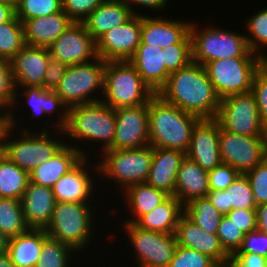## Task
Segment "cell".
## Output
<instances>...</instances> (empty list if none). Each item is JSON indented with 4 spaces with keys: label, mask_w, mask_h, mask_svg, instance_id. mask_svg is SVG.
<instances>
[{
    "label": "cell",
    "mask_w": 267,
    "mask_h": 267,
    "mask_svg": "<svg viewBox=\"0 0 267 267\" xmlns=\"http://www.w3.org/2000/svg\"><path fill=\"white\" fill-rule=\"evenodd\" d=\"M257 230L267 233V203L256 207Z\"/></svg>",
    "instance_id": "54"
},
{
    "label": "cell",
    "mask_w": 267,
    "mask_h": 267,
    "mask_svg": "<svg viewBox=\"0 0 267 267\" xmlns=\"http://www.w3.org/2000/svg\"><path fill=\"white\" fill-rule=\"evenodd\" d=\"M105 0H62V11L73 21L83 20Z\"/></svg>",
    "instance_id": "46"
},
{
    "label": "cell",
    "mask_w": 267,
    "mask_h": 267,
    "mask_svg": "<svg viewBox=\"0 0 267 267\" xmlns=\"http://www.w3.org/2000/svg\"><path fill=\"white\" fill-rule=\"evenodd\" d=\"M166 71L171 74L192 61L191 43H175L163 49Z\"/></svg>",
    "instance_id": "43"
},
{
    "label": "cell",
    "mask_w": 267,
    "mask_h": 267,
    "mask_svg": "<svg viewBox=\"0 0 267 267\" xmlns=\"http://www.w3.org/2000/svg\"><path fill=\"white\" fill-rule=\"evenodd\" d=\"M0 111V135H2L5 127L7 126V112H4L1 108Z\"/></svg>",
    "instance_id": "59"
},
{
    "label": "cell",
    "mask_w": 267,
    "mask_h": 267,
    "mask_svg": "<svg viewBox=\"0 0 267 267\" xmlns=\"http://www.w3.org/2000/svg\"><path fill=\"white\" fill-rule=\"evenodd\" d=\"M89 158H84L74 169L63 175L52 187L56 202L88 204L93 195V179L88 172ZM91 195V196H90ZM89 197V198H88Z\"/></svg>",
    "instance_id": "23"
},
{
    "label": "cell",
    "mask_w": 267,
    "mask_h": 267,
    "mask_svg": "<svg viewBox=\"0 0 267 267\" xmlns=\"http://www.w3.org/2000/svg\"><path fill=\"white\" fill-rule=\"evenodd\" d=\"M29 183V173L0 152V198L21 200Z\"/></svg>",
    "instance_id": "34"
},
{
    "label": "cell",
    "mask_w": 267,
    "mask_h": 267,
    "mask_svg": "<svg viewBox=\"0 0 267 267\" xmlns=\"http://www.w3.org/2000/svg\"><path fill=\"white\" fill-rule=\"evenodd\" d=\"M207 198L222 215L234 209L257 207L249 181L244 174H240L225 190H210Z\"/></svg>",
    "instance_id": "29"
},
{
    "label": "cell",
    "mask_w": 267,
    "mask_h": 267,
    "mask_svg": "<svg viewBox=\"0 0 267 267\" xmlns=\"http://www.w3.org/2000/svg\"><path fill=\"white\" fill-rule=\"evenodd\" d=\"M91 209L90 202H56L51 222L45 229L46 233L50 238L69 245L76 253L85 250L94 236V215Z\"/></svg>",
    "instance_id": "7"
},
{
    "label": "cell",
    "mask_w": 267,
    "mask_h": 267,
    "mask_svg": "<svg viewBox=\"0 0 267 267\" xmlns=\"http://www.w3.org/2000/svg\"><path fill=\"white\" fill-rule=\"evenodd\" d=\"M55 204L52 188L29 181L21 198L22 211L29 229H46L51 222Z\"/></svg>",
    "instance_id": "22"
},
{
    "label": "cell",
    "mask_w": 267,
    "mask_h": 267,
    "mask_svg": "<svg viewBox=\"0 0 267 267\" xmlns=\"http://www.w3.org/2000/svg\"><path fill=\"white\" fill-rule=\"evenodd\" d=\"M226 216L245 234L257 230L256 209H234Z\"/></svg>",
    "instance_id": "50"
},
{
    "label": "cell",
    "mask_w": 267,
    "mask_h": 267,
    "mask_svg": "<svg viewBox=\"0 0 267 267\" xmlns=\"http://www.w3.org/2000/svg\"><path fill=\"white\" fill-rule=\"evenodd\" d=\"M219 146L222 163L240 174L254 169L267 157V137H252L223 130L219 124Z\"/></svg>",
    "instance_id": "13"
},
{
    "label": "cell",
    "mask_w": 267,
    "mask_h": 267,
    "mask_svg": "<svg viewBox=\"0 0 267 267\" xmlns=\"http://www.w3.org/2000/svg\"><path fill=\"white\" fill-rule=\"evenodd\" d=\"M251 93L257 102L261 123L267 131V74L260 69L255 72Z\"/></svg>",
    "instance_id": "47"
},
{
    "label": "cell",
    "mask_w": 267,
    "mask_h": 267,
    "mask_svg": "<svg viewBox=\"0 0 267 267\" xmlns=\"http://www.w3.org/2000/svg\"><path fill=\"white\" fill-rule=\"evenodd\" d=\"M17 91L19 90H17L15 86L10 61L0 60V108L4 110V112L7 111V125L14 129L16 128L15 124L18 122L15 121L17 120L15 117L16 114L14 115L11 110L16 106L17 100L20 98Z\"/></svg>",
    "instance_id": "37"
},
{
    "label": "cell",
    "mask_w": 267,
    "mask_h": 267,
    "mask_svg": "<svg viewBox=\"0 0 267 267\" xmlns=\"http://www.w3.org/2000/svg\"><path fill=\"white\" fill-rule=\"evenodd\" d=\"M0 267H14L7 253L0 254Z\"/></svg>",
    "instance_id": "58"
},
{
    "label": "cell",
    "mask_w": 267,
    "mask_h": 267,
    "mask_svg": "<svg viewBox=\"0 0 267 267\" xmlns=\"http://www.w3.org/2000/svg\"><path fill=\"white\" fill-rule=\"evenodd\" d=\"M25 45L23 24L15 15L0 24V60L10 61Z\"/></svg>",
    "instance_id": "38"
},
{
    "label": "cell",
    "mask_w": 267,
    "mask_h": 267,
    "mask_svg": "<svg viewBox=\"0 0 267 267\" xmlns=\"http://www.w3.org/2000/svg\"><path fill=\"white\" fill-rule=\"evenodd\" d=\"M186 153L183 151L153 148L152 162L146 184L174 194L177 174Z\"/></svg>",
    "instance_id": "24"
},
{
    "label": "cell",
    "mask_w": 267,
    "mask_h": 267,
    "mask_svg": "<svg viewBox=\"0 0 267 267\" xmlns=\"http://www.w3.org/2000/svg\"><path fill=\"white\" fill-rule=\"evenodd\" d=\"M142 14L105 32L96 40V54L104 61H128L141 43Z\"/></svg>",
    "instance_id": "14"
},
{
    "label": "cell",
    "mask_w": 267,
    "mask_h": 267,
    "mask_svg": "<svg viewBox=\"0 0 267 267\" xmlns=\"http://www.w3.org/2000/svg\"><path fill=\"white\" fill-rule=\"evenodd\" d=\"M48 237L45 229H29L9 238L7 254L14 267H35Z\"/></svg>",
    "instance_id": "30"
},
{
    "label": "cell",
    "mask_w": 267,
    "mask_h": 267,
    "mask_svg": "<svg viewBox=\"0 0 267 267\" xmlns=\"http://www.w3.org/2000/svg\"><path fill=\"white\" fill-rule=\"evenodd\" d=\"M244 175L249 181L256 205L267 203V157Z\"/></svg>",
    "instance_id": "45"
},
{
    "label": "cell",
    "mask_w": 267,
    "mask_h": 267,
    "mask_svg": "<svg viewBox=\"0 0 267 267\" xmlns=\"http://www.w3.org/2000/svg\"><path fill=\"white\" fill-rule=\"evenodd\" d=\"M123 229L135 251L137 267L169 266L178 246L175 234L143 230L134 223H125Z\"/></svg>",
    "instance_id": "12"
},
{
    "label": "cell",
    "mask_w": 267,
    "mask_h": 267,
    "mask_svg": "<svg viewBox=\"0 0 267 267\" xmlns=\"http://www.w3.org/2000/svg\"><path fill=\"white\" fill-rule=\"evenodd\" d=\"M184 214L203 230L217 234L223 215L207 197L196 198L184 205Z\"/></svg>",
    "instance_id": "35"
},
{
    "label": "cell",
    "mask_w": 267,
    "mask_h": 267,
    "mask_svg": "<svg viewBox=\"0 0 267 267\" xmlns=\"http://www.w3.org/2000/svg\"><path fill=\"white\" fill-rule=\"evenodd\" d=\"M66 68L67 66L64 63L50 59L44 75L43 89L55 91Z\"/></svg>",
    "instance_id": "51"
},
{
    "label": "cell",
    "mask_w": 267,
    "mask_h": 267,
    "mask_svg": "<svg viewBox=\"0 0 267 267\" xmlns=\"http://www.w3.org/2000/svg\"><path fill=\"white\" fill-rule=\"evenodd\" d=\"M105 61L97 57L92 62L67 66L55 93L66 107L101 101L95 90H104ZM94 95V96H93ZM91 96V97H90Z\"/></svg>",
    "instance_id": "9"
},
{
    "label": "cell",
    "mask_w": 267,
    "mask_h": 267,
    "mask_svg": "<svg viewBox=\"0 0 267 267\" xmlns=\"http://www.w3.org/2000/svg\"><path fill=\"white\" fill-rule=\"evenodd\" d=\"M73 21L61 10L45 17L25 20L23 24L25 44L49 48Z\"/></svg>",
    "instance_id": "26"
},
{
    "label": "cell",
    "mask_w": 267,
    "mask_h": 267,
    "mask_svg": "<svg viewBox=\"0 0 267 267\" xmlns=\"http://www.w3.org/2000/svg\"><path fill=\"white\" fill-rule=\"evenodd\" d=\"M1 138H2V135H0V152H1Z\"/></svg>",
    "instance_id": "62"
},
{
    "label": "cell",
    "mask_w": 267,
    "mask_h": 267,
    "mask_svg": "<svg viewBox=\"0 0 267 267\" xmlns=\"http://www.w3.org/2000/svg\"><path fill=\"white\" fill-rule=\"evenodd\" d=\"M217 236L223 249L229 255H233L241 247L245 233L226 215H223L218 227Z\"/></svg>",
    "instance_id": "42"
},
{
    "label": "cell",
    "mask_w": 267,
    "mask_h": 267,
    "mask_svg": "<svg viewBox=\"0 0 267 267\" xmlns=\"http://www.w3.org/2000/svg\"><path fill=\"white\" fill-rule=\"evenodd\" d=\"M49 51L51 59L62 62L66 66L89 63L97 58L96 41L82 22H73L53 42Z\"/></svg>",
    "instance_id": "15"
},
{
    "label": "cell",
    "mask_w": 267,
    "mask_h": 267,
    "mask_svg": "<svg viewBox=\"0 0 267 267\" xmlns=\"http://www.w3.org/2000/svg\"><path fill=\"white\" fill-rule=\"evenodd\" d=\"M236 252L254 253L267 257V233L256 230L245 234L242 245Z\"/></svg>",
    "instance_id": "49"
},
{
    "label": "cell",
    "mask_w": 267,
    "mask_h": 267,
    "mask_svg": "<svg viewBox=\"0 0 267 267\" xmlns=\"http://www.w3.org/2000/svg\"><path fill=\"white\" fill-rule=\"evenodd\" d=\"M157 95L200 119H216L221 102L205 67L193 61L171 73Z\"/></svg>",
    "instance_id": "1"
},
{
    "label": "cell",
    "mask_w": 267,
    "mask_h": 267,
    "mask_svg": "<svg viewBox=\"0 0 267 267\" xmlns=\"http://www.w3.org/2000/svg\"><path fill=\"white\" fill-rule=\"evenodd\" d=\"M213 267H235V264L230 260L216 262Z\"/></svg>",
    "instance_id": "60"
},
{
    "label": "cell",
    "mask_w": 267,
    "mask_h": 267,
    "mask_svg": "<svg viewBox=\"0 0 267 267\" xmlns=\"http://www.w3.org/2000/svg\"><path fill=\"white\" fill-rule=\"evenodd\" d=\"M19 0H0V3L11 6L14 10L17 7Z\"/></svg>",
    "instance_id": "61"
},
{
    "label": "cell",
    "mask_w": 267,
    "mask_h": 267,
    "mask_svg": "<svg viewBox=\"0 0 267 267\" xmlns=\"http://www.w3.org/2000/svg\"><path fill=\"white\" fill-rule=\"evenodd\" d=\"M229 259L235 267H267V257L254 253L235 252Z\"/></svg>",
    "instance_id": "52"
},
{
    "label": "cell",
    "mask_w": 267,
    "mask_h": 267,
    "mask_svg": "<svg viewBox=\"0 0 267 267\" xmlns=\"http://www.w3.org/2000/svg\"><path fill=\"white\" fill-rule=\"evenodd\" d=\"M124 1L126 4H128L131 7V10L133 12V14H137L140 15V13L135 12V9L133 10L134 7H132L133 5H140L142 7L145 8H151V9H163L165 8L167 5V0H122ZM131 3V4H130ZM134 3V4H133Z\"/></svg>",
    "instance_id": "53"
},
{
    "label": "cell",
    "mask_w": 267,
    "mask_h": 267,
    "mask_svg": "<svg viewBox=\"0 0 267 267\" xmlns=\"http://www.w3.org/2000/svg\"><path fill=\"white\" fill-rule=\"evenodd\" d=\"M216 120L225 131L245 136L267 137L257 102L251 92L221 99Z\"/></svg>",
    "instance_id": "11"
},
{
    "label": "cell",
    "mask_w": 267,
    "mask_h": 267,
    "mask_svg": "<svg viewBox=\"0 0 267 267\" xmlns=\"http://www.w3.org/2000/svg\"><path fill=\"white\" fill-rule=\"evenodd\" d=\"M183 214L184 205L170 195L162 204L141 216L134 224L147 231L175 234Z\"/></svg>",
    "instance_id": "31"
},
{
    "label": "cell",
    "mask_w": 267,
    "mask_h": 267,
    "mask_svg": "<svg viewBox=\"0 0 267 267\" xmlns=\"http://www.w3.org/2000/svg\"><path fill=\"white\" fill-rule=\"evenodd\" d=\"M28 230L21 200L0 198V231L8 238H12Z\"/></svg>",
    "instance_id": "36"
},
{
    "label": "cell",
    "mask_w": 267,
    "mask_h": 267,
    "mask_svg": "<svg viewBox=\"0 0 267 267\" xmlns=\"http://www.w3.org/2000/svg\"><path fill=\"white\" fill-rule=\"evenodd\" d=\"M220 99L251 92L259 57H234L207 62L204 65Z\"/></svg>",
    "instance_id": "10"
},
{
    "label": "cell",
    "mask_w": 267,
    "mask_h": 267,
    "mask_svg": "<svg viewBox=\"0 0 267 267\" xmlns=\"http://www.w3.org/2000/svg\"><path fill=\"white\" fill-rule=\"evenodd\" d=\"M149 145L187 152L194 127L201 120L155 94L148 102Z\"/></svg>",
    "instance_id": "2"
},
{
    "label": "cell",
    "mask_w": 267,
    "mask_h": 267,
    "mask_svg": "<svg viewBox=\"0 0 267 267\" xmlns=\"http://www.w3.org/2000/svg\"><path fill=\"white\" fill-rule=\"evenodd\" d=\"M128 61L155 94L165 85L170 75L166 71L164 51L160 47L140 44Z\"/></svg>",
    "instance_id": "25"
},
{
    "label": "cell",
    "mask_w": 267,
    "mask_h": 267,
    "mask_svg": "<svg viewBox=\"0 0 267 267\" xmlns=\"http://www.w3.org/2000/svg\"><path fill=\"white\" fill-rule=\"evenodd\" d=\"M62 10V0H19L15 16L23 23L35 17H45Z\"/></svg>",
    "instance_id": "41"
},
{
    "label": "cell",
    "mask_w": 267,
    "mask_h": 267,
    "mask_svg": "<svg viewBox=\"0 0 267 267\" xmlns=\"http://www.w3.org/2000/svg\"><path fill=\"white\" fill-rule=\"evenodd\" d=\"M50 59L49 48L26 44L10 60L16 89L32 86L42 87L45 71Z\"/></svg>",
    "instance_id": "18"
},
{
    "label": "cell",
    "mask_w": 267,
    "mask_h": 267,
    "mask_svg": "<svg viewBox=\"0 0 267 267\" xmlns=\"http://www.w3.org/2000/svg\"><path fill=\"white\" fill-rule=\"evenodd\" d=\"M219 145V122L201 119L193 129L186 157L209 172L222 163Z\"/></svg>",
    "instance_id": "17"
},
{
    "label": "cell",
    "mask_w": 267,
    "mask_h": 267,
    "mask_svg": "<svg viewBox=\"0 0 267 267\" xmlns=\"http://www.w3.org/2000/svg\"><path fill=\"white\" fill-rule=\"evenodd\" d=\"M94 170L115 182V185L126 190L128 187L145 183L147 180L152 156L153 147L151 145L137 149L106 150Z\"/></svg>",
    "instance_id": "8"
},
{
    "label": "cell",
    "mask_w": 267,
    "mask_h": 267,
    "mask_svg": "<svg viewBox=\"0 0 267 267\" xmlns=\"http://www.w3.org/2000/svg\"><path fill=\"white\" fill-rule=\"evenodd\" d=\"M244 24L250 33V36L245 34L247 45L259 56L264 51L262 47H267V7L255 12Z\"/></svg>",
    "instance_id": "40"
},
{
    "label": "cell",
    "mask_w": 267,
    "mask_h": 267,
    "mask_svg": "<svg viewBox=\"0 0 267 267\" xmlns=\"http://www.w3.org/2000/svg\"><path fill=\"white\" fill-rule=\"evenodd\" d=\"M240 173L232 166L221 163L208 172L210 190H225L238 177Z\"/></svg>",
    "instance_id": "48"
},
{
    "label": "cell",
    "mask_w": 267,
    "mask_h": 267,
    "mask_svg": "<svg viewBox=\"0 0 267 267\" xmlns=\"http://www.w3.org/2000/svg\"><path fill=\"white\" fill-rule=\"evenodd\" d=\"M14 128L6 126L1 138V152L21 169L30 173L34 168L51 159L64 145L65 141L51 138L48 129L32 132L23 128L20 138L12 140ZM64 142V143H63Z\"/></svg>",
    "instance_id": "6"
},
{
    "label": "cell",
    "mask_w": 267,
    "mask_h": 267,
    "mask_svg": "<svg viewBox=\"0 0 267 267\" xmlns=\"http://www.w3.org/2000/svg\"><path fill=\"white\" fill-rule=\"evenodd\" d=\"M113 150L137 149L149 145L148 103L115 109Z\"/></svg>",
    "instance_id": "16"
},
{
    "label": "cell",
    "mask_w": 267,
    "mask_h": 267,
    "mask_svg": "<svg viewBox=\"0 0 267 267\" xmlns=\"http://www.w3.org/2000/svg\"><path fill=\"white\" fill-rule=\"evenodd\" d=\"M133 15L131 7L124 1L105 0L82 23L96 41L105 32L127 22Z\"/></svg>",
    "instance_id": "27"
},
{
    "label": "cell",
    "mask_w": 267,
    "mask_h": 267,
    "mask_svg": "<svg viewBox=\"0 0 267 267\" xmlns=\"http://www.w3.org/2000/svg\"><path fill=\"white\" fill-rule=\"evenodd\" d=\"M101 101L117 109L147 104L155 95L129 61H105Z\"/></svg>",
    "instance_id": "4"
},
{
    "label": "cell",
    "mask_w": 267,
    "mask_h": 267,
    "mask_svg": "<svg viewBox=\"0 0 267 267\" xmlns=\"http://www.w3.org/2000/svg\"><path fill=\"white\" fill-rule=\"evenodd\" d=\"M192 61L201 65L219 59L234 57H259L253 53L244 34L231 32L218 27L207 26L198 29L194 22L190 24Z\"/></svg>",
    "instance_id": "5"
},
{
    "label": "cell",
    "mask_w": 267,
    "mask_h": 267,
    "mask_svg": "<svg viewBox=\"0 0 267 267\" xmlns=\"http://www.w3.org/2000/svg\"><path fill=\"white\" fill-rule=\"evenodd\" d=\"M22 91V94L26 97V102L28 103V105H30L29 107H31V118H35V115H38V117H41V115L43 114L51 115V113L60 110V114L58 116L60 117L58 118L59 122H55L57 123L56 127L58 128L55 129L59 131L60 129H63L66 126L69 108L66 107L62 99L54 91L46 90L43 89V87L35 86L23 87L19 92Z\"/></svg>",
    "instance_id": "32"
},
{
    "label": "cell",
    "mask_w": 267,
    "mask_h": 267,
    "mask_svg": "<svg viewBox=\"0 0 267 267\" xmlns=\"http://www.w3.org/2000/svg\"><path fill=\"white\" fill-rule=\"evenodd\" d=\"M116 130L115 109L98 101L77 105L68 109L67 124L59 132L62 136L102 143L103 152L113 150L114 134Z\"/></svg>",
    "instance_id": "3"
},
{
    "label": "cell",
    "mask_w": 267,
    "mask_h": 267,
    "mask_svg": "<svg viewBox=\"0 0 267 267\" xmlns=\"http://www.w3.org/2000/svg\"><path fill=\"white\" fill-rule=\"evenodd\" d=\"M216 262L194 249L177 246L168 267H213Z\"/></svg>",
    "instance_id": "44"
},
{
    "label": "cell",
    "mask_w": 267,
    "mask_h": 267,
    "mask_svg": "<svg viewBox=\"0 0 267 267\" xmlns=\"http://www.w3.org/2000/svg\"><path fill=\"white\" fill-rule=\"evenodd\" d=\"M175 236L178 246L194 249L212 258L215 262L226 261L230 257L223 249L217 234L203 230L185 214L179 219Z\"/></svg>",
    "instance_id": "21"
},
{
    "label": "cell",
    "mask_w": 267,
    "mask_h": 267,
    "mask_svg": "<svg viewBox=\"0 0 267 267\" xmlns=\"http://www.w3.org/2000/svg\"><path fill=\"white\" fill-rule=\"evenodd\" d=\"M15 15V10L6 4L0 3V24L8 22Z\"/></svg>",
    "instance_id": "55"
},
{
    "label": "cell",
    "mask_w": 267,
    "mask_h": 267,
    "mask_svg": "<svg viewBox=\"0 0 267 267\" xmlns=\"http://www.w3.org/2000/svg\"><path fill=\"white\" fill-rule=\"evenodd\" d=\"M186 20H169L142 14L141 43L162 49L175 43H191L190 23Z\"/></svg>",
    "instance_id": "19"
},
{
    "label": "cell",
    "mask_w": 267,
    "mask_h": 267,
    "mask_svg": "<svg viewBox=\"0 0 267 267\" xmlns=\"http://www.w3.org/2000/svg\"><path fill=\"white\" fill-rule=\"evenodd\" d=\"M74 252L69 245L48 237L35 267H71L68 263Z\"/></svg>",
    "instance_id": "39"
},
{
    "label": "cell",
    "mask_w": 267,
    "mask_h": 267,
    "mask_svg": "<svg viewBox=\"0 0 267 267\" xmlns=\"http://www.w3.org/2000/svg\"><path fill=\"white\" fill-rule=\"evenodd\" d=\"M209 191L208 172L185 157L178 170L173 196L185 205L193 199L207 197Z\"/></svg>",
    "instance_id": "28"
},
{
    "label": "cell",
    "mask_w": 267,
    "mask_h": 267,
    "mask_svg": "<svg viewBox=\"0 0 267 267\" xmlns=\"http://www.w3.org/2000/svg\"><path fill=\"white\" fill-rule=\"evenodd\" d=\"M123 194L124 200L131 209L134 218L124 223H135L141 216L151 212L162 204L170 195L146 183H139L128 187Z\"/></svg>",
    "instance_id": "33"
},
{
    "label": "cell",
    "mask_w": 267,
    "mask_h": 267,
    "mask_svg": "<svg viewBox=\"0 0 267 267\" xmlns=\"http://www.w3.org/2000/svg\"><path fill=\"white\" fill-rule=\"evenodd\" d=\"M259 69L267 74V55L264 52L259 55Z\"/></svg>",
    "instance_id": "57"
},
{
    "label": "cell",
    "mask_w": 267,
    "mask_h": 267,
    "mask_svg": "<svg viewBox=\"0 0 267 267\" xmlns=\"http://www.w3.org/2000/svg\"><path fill=\"white\" fill-rule=\"evenodd\" d=\"M9 238L0 231V254L7 253Z\"/></svg>",
    "instance_id": "56"
},
{
    "label": "cell",
    "mask_w": 267,
    "mask_h": 267,
    "mask_svg": "<svg viewBox=\"0 0 267 267\" xmlns=\"http://www.w3.org/2000/svg\"><path fill=\"white\" fill-rule=\"evenodd\" d=\"M87 157V152L85 153L83 149L66 143L51 159L29 173V181L52 188L63 175L69 173Z\"/></svg>",
    "instance_id": "20"
}]
</instances>
